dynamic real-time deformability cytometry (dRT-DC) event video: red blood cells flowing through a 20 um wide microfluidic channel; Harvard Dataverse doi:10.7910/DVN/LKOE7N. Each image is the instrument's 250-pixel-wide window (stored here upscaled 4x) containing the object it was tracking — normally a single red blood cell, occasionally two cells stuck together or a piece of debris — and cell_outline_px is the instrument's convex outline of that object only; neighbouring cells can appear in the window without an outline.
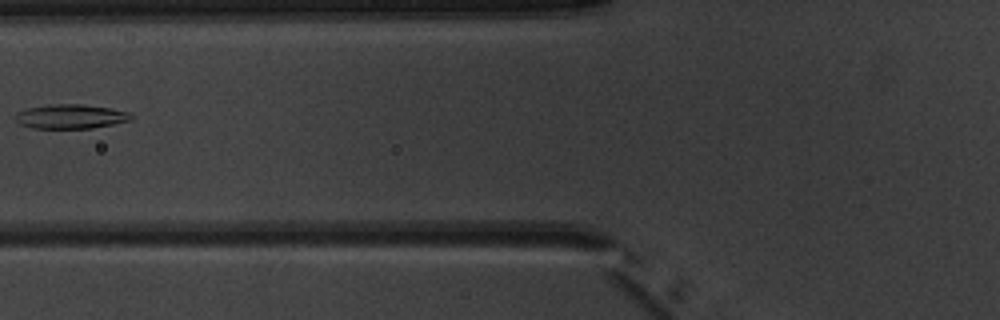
{"species": "common noctule bat (a hibernating species)", "species_latin": "Nyctalus noctula", "temperature_condition": "warm", "stored_images_in_passage": 6, "camera_frame_rate_fps": 3000, "um_per_image_px": 0.085, "animal": {"sex": "male", "body_mass_g": 20.1, "forearm_length_mm": 53.5}, "frame": {"image": 1, "passage_image": 5, "time_ms": 4.667, "image_size_px": [1000, 320], "cell_outline_px": [[132, 120], [92, 128], [32, 128], [20, 124], [16, 120], [16, 112], [28, 108], [48, 104], [80, 104], [112, 108], [128, 112], [132, 116]], "centroid_in_image_um": [6.0, 9.89], "position_along_channel_um": 119.8, "area_um2": 16.36}}
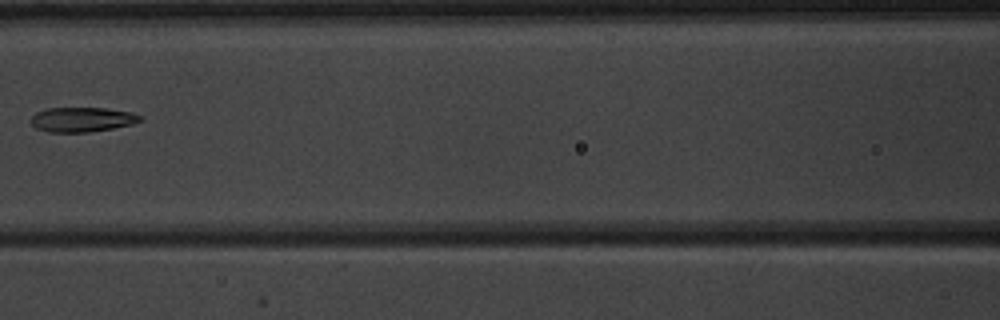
{"frame": {"image": 2, "passage_image": 6, "time_ms": 5.667, "image_size_px": [1000, 320], "cell_outline_px": [[144, 120], [132, 124], [112, 128], [88, 132], [48, 132], [36, 128], [28, 120], [36, 112], [48, 108], [104, 108], [132, 112], [140, 116]], "centroid_in_image_um": [6.95, 10.16], "position_along_channel_um": 159.6, "area_um2": 15.72}}